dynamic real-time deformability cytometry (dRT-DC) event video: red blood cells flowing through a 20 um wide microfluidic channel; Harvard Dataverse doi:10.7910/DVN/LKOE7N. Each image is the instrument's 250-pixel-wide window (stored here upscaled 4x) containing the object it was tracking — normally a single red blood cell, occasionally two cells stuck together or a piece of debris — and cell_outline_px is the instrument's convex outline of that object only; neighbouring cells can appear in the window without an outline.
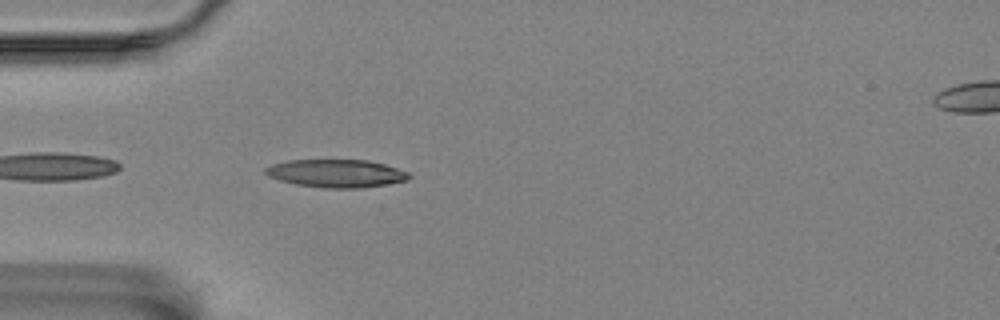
{"species": "Egyptian fruit bat (a non-hibernating species)", "species_latin": "Rousettus aegyptiacus", "temperature_condition": "room temperature", "stored_images_in_passage": 22, "camera_frame_rate_fps": 3000, "um_per_image_px": 0.085, "animal": {"sex": "female"}, "frame": {"image": 1, "passage_image": 2, "time_ms": 0.333, "image_size_px": [1000, 320], "cell_outline_px": [[412, 176], [408, 180], [360, 188], [324, 188], [296, 184], [280, 180], [268, 176], [264, 172], [264, 168], [272, 164], [288, 160], [368, 160], [384, 164], [408, 172]], "centroid_in_image_um": [28.56, 14.73], "position_along_channel_um": 56.4, "area_um2": 23.29}}
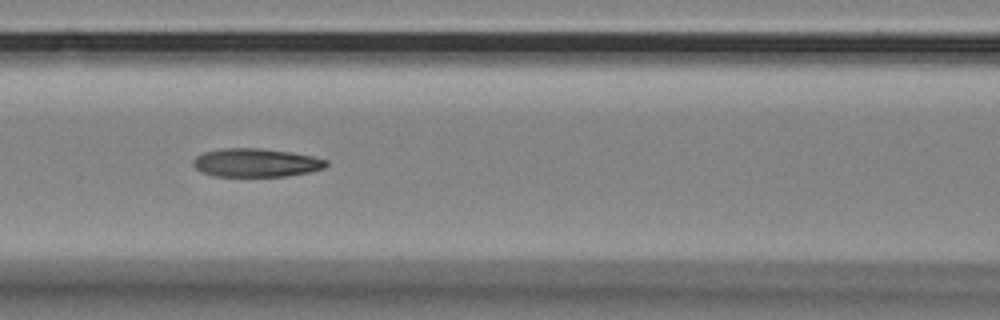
{"frame": {"image": 2, "passage_image": 10, "time_ms": 3.0, "image_size_px": [1000, 320], "cell_outline_px": [[328, 164], [324, 168], [308, 172], [288, 176], [212, 176], [200, 172], [192, 164], [192, 160], [196, 156], [204, 152], [224, 148], [260, 148], [292, 152], [312, 156], [328, 160]], "centroid_in_image_um": [21.74, 13.83], "position_along_channel_um": 144.9, "area_um2": 22.2}}
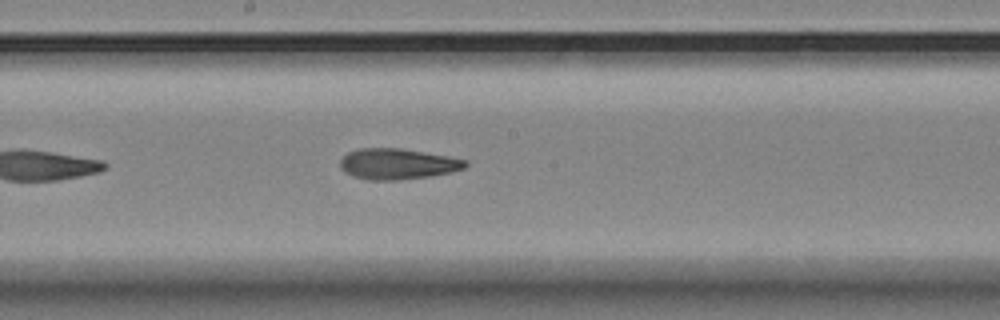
{"frame": {"image": 3, "passage_image": 16, "time_ms": 5.0, "image_size_px": [1000, 320], "cell_outline_px": [[468, 164], [464, 168], [452, 172], [428, 176], [400, 180], [368, 180], [352, 176], [344, 172], [340, 168], [340, 160], [348, 152], [360, 148], [400, 148], [448, 156], [468, 160]], "centroid_in_image_um": [33.78, 13.94], "position_along_channel_um": 214.4, "area_um2": 22.54}}